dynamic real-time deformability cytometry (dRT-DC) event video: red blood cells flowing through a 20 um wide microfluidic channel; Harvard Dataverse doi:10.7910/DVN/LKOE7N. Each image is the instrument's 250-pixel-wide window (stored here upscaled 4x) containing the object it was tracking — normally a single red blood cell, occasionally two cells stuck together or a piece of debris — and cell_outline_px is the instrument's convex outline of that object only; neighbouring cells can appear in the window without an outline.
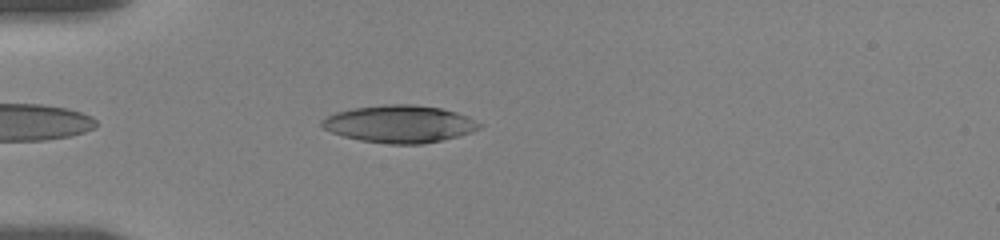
{"species": "human", "species_latin": "Homo sapiens", "temperature_condition": "room temperature", "stored_images_in_passage": 20, "camera_frame_rate_fps": 3000, "um_per_image_px": 0.085, "donor": {"sex": "female"}, "frame": {"image": 1, "passage_image": 4, "time_ms": 1.0, "image_size_px": [1000, 240], "cell_outline_px": [[484, 124], [480, 128], [472, 132], [440, 140], [420, 144], [388, 144], [360, 140], [344, 136], [332, 132], [324, 128], [320, 124], [320, 120], [336, 112], [352, 108], [384, 104], [412, 104], [440, 108], [456, 112], [468, 116]], "centroid_in_image_um": [33.97, 10.53], "position_along_channel_um": 51.0, "area_um2": 34.28}}
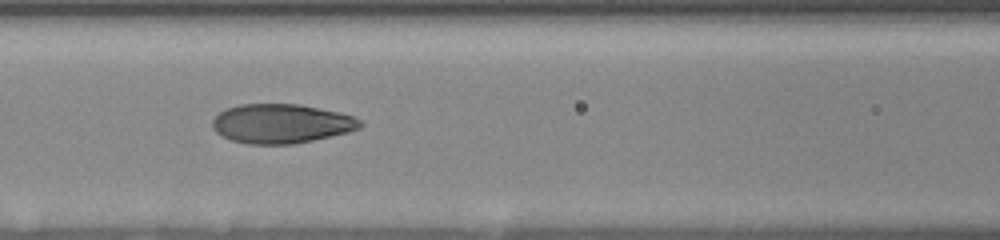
{"frame": {"image": 2, "passage_image": 13, "time_ms": 4.0, "image_size_px": [1000, 240], "cell_outline_px": [[364, 124], [360, 128], [348, 132], [296, 144], [248, 144], [232, 140], [216, 132], [212, 128], [212, 120], [220, 112], [228, 108], [240, 104], [300, 104], [340, 112], [352, 116], [360, 120]], "centroid_in_image_um": [23.93, 10.51], "position_along_channel_um": 142.7, "area_um2": 33.81}}
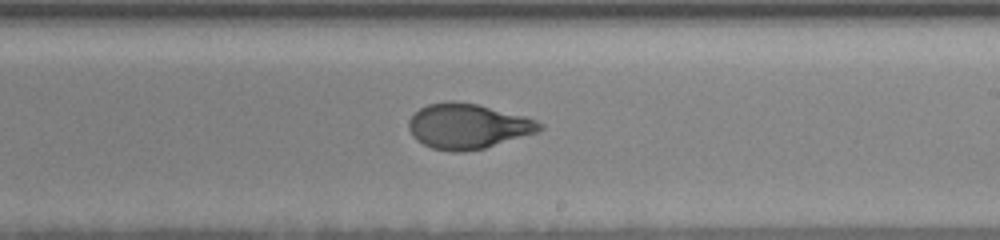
{"frame": {"image": 3, "passage_image": 20, "time_ms": 7.0, "image_size_px": [1000, 240], "cell_outline_px": [[544, 128], [536, 132], [484, 148], [464, 152], [452, 152], [432, 148], [416, 140], [412, 136], [408, 128], [408, 120], [420, 108], [428, 104], [448, 100], [456, 100], [476, 104], [524, 116], [536, 120], [544, 124]], "centroid_in_image_um": [39.73, 10.72], "position_along_channel_um": 249.3, "area_um2": 34.39}}